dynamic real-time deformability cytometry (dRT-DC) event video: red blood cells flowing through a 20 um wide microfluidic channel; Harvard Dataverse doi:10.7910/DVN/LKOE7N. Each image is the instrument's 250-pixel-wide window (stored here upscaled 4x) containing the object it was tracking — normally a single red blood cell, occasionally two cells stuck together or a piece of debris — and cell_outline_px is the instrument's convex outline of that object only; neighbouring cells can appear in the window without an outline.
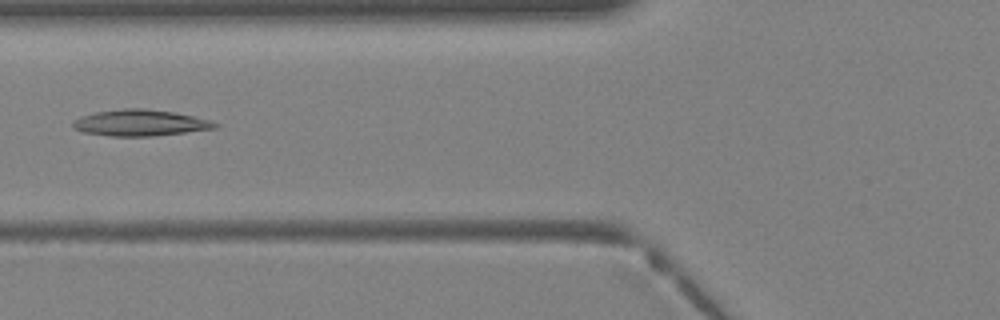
{"species": "Egyptian fruit bat (a non-hibernating species)", "species_latin": "Rousettus aegyptiacus", "temperature_condition": "warm", "stored_images_in_passage": 38, "camera_frame_rate_fps": 3000, "um_per_image_px": 0.085, "animal": {"sex": "female"}, "frame": {"image": 1, "passage_image": 14, "time_ms": 4.333, "image_size_px": [1000, 320], "cell_outline_px": [[220, 124], [216, 128], [152, 136], [112, 136], [84, 132], [72, 128], [72, 124], [80, 116], [96, 112], [120, 108], [144, 108], [172, 112], [212, 120]], "centroid_in_image_um": [11.91, 10.43], "position_along_channel_um": 113.9, "area_um2": 21.62}}
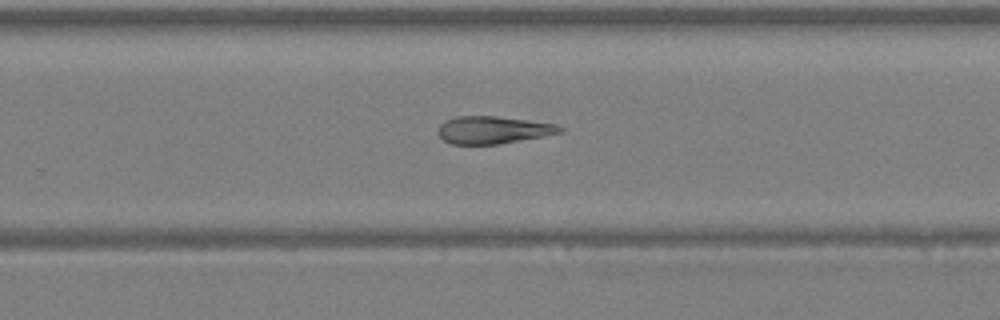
{"frame": {"image": 2, "passage_image": 24, "time_ms": 7.667, "image_size_px": [1000, 320], "cell_outline_px": [[564, 132], [544, 136], [500, 144], [452, 144], [444, 140], [436, 132], [440, 124], [444, 120], [456, 116], [496, 116], [528, 120], [556, 124], [564, 128]], "centroid_in_image_um": [41.91, 11.04], "position_along_channel_um": 287.9, "area_um2": 19.65}}
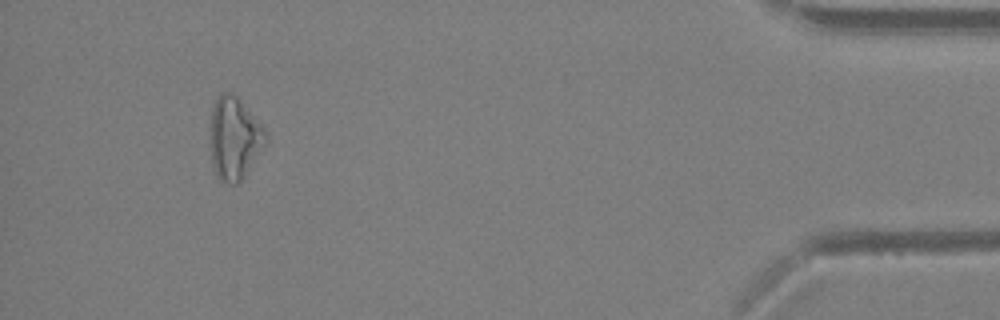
{"frame": {"image": 3, "passage_image": 35, "time_ms": 11.333, "image_size_px": [1000, 320], "cell_outline_px": [[264, 144], [244, 176], [236, 184], [228, 184], [220, 180], [216, 176], [212, 168], [212, 104], [220, 92], [232, 92], [240, 100], [264, 128]], "centroid_in_image_um": [19.88, 11.74], "position_along_channel_um": 415.3, "area_um2": 25.84}}